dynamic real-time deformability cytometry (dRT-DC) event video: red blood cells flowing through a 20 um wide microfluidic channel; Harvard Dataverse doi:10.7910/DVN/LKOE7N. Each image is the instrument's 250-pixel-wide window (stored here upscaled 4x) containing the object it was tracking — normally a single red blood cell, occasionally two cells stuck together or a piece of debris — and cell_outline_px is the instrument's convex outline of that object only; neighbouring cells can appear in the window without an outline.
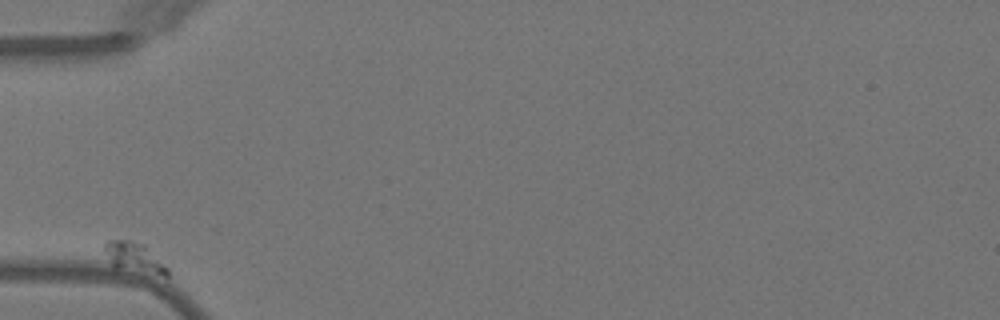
{"species": "Egyptian fruit bat (a non-hibernating species)", "species_latin": "Rousettus aegyptiacus", "temperature_condition": "warm", "stored_images_in_passage": 7, "camera_frame_rate_fps": 3000, "um_per_image_px": 0.085, "animal": {"sex": "female"}, "frame": {"image": 1, "passage_image": 1, "time_ms": 0.0, "image_size_px": [1000, 320], "cell_outline_px": [[168, 276], [164, 276], [112, 268], [104, 248], [104, 244], [108, 240], [132, 240], [144, 244], [168, 268]], "centroid_in_image_um": [11.39, 21.9], "position_along_channel_um": 73.6, "area_um2": 11.1}}
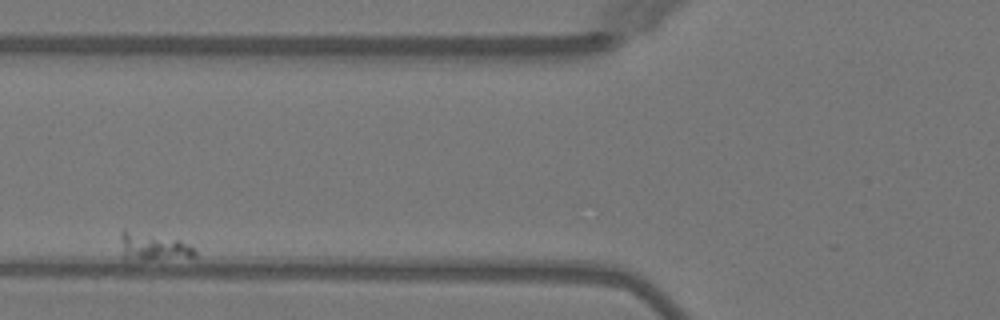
{"frame": {"image": 2, "passage_image": 3, "time_ms": 2.333, "image_size_px": [1000, 320], "cell_outline_px": [[196, 256], [152, 260], [124, 260], [120, 236], [120, 232], [124, 228], [180, 240], [188, 244], [196, 252]], "centroid_in_image_um": [12.95, 20.96], "position_along_channel_um": 112.9, "area_um2": 12.14}}
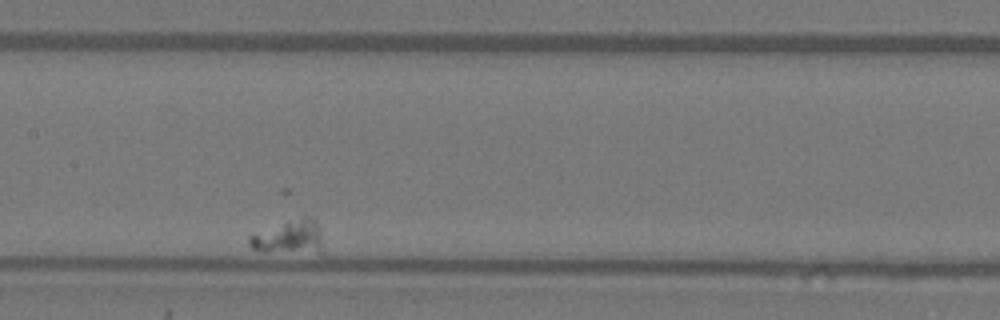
{"frame": {"image": 3, "passage_image": 6, "time_ms": 6.0, "image_size_px": [1000, 320], "cell_outline_px": [[320, 248], [252, 248], [248, 244], [248, 236], [288, 220], [304, 216], [312, 216], [316, 220], [320, 228]], "centroid_in_image_um": [24.55, 19.97], "position_along_channel_um": 182.8, "area_um2": 12.6}}